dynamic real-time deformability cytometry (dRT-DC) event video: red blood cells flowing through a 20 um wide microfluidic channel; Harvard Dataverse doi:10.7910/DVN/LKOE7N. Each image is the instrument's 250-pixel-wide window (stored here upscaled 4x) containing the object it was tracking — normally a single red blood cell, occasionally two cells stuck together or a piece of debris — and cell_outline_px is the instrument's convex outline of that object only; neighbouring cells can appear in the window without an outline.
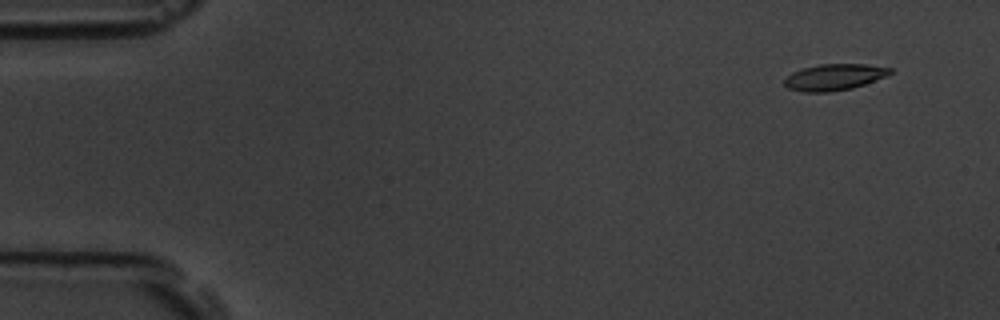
{"species": "common noctule bat (a hibernating species)", "species_latin": "Nyctalus noctula", "temperature_condition": "room temperature", "stored_images_in_passage": 5, "camera_frame_rate_fps": 3000, "um_per_image_px": 0.085, "animal": {"sex": "male", "body_mass_g": 19.5, "forearm_length_mm": 54.6}, "frame": {"image": 1, "passage_image": 1, "time_ms": 0.0, "image_size_px": [1000, 320], "cell_outline_px": [[892, 72], [888, 76], [852, 88], [828, 92], [804, 92], [788, 88], [784, 84], [784, 80], [792, 72], [804, 68], [820, 64], [864, 64], [892, 68]], "centroid_in_image_um": [70.93, 6.55], "position_along_channel_um": 14.1, "area_um2": 16.13}}
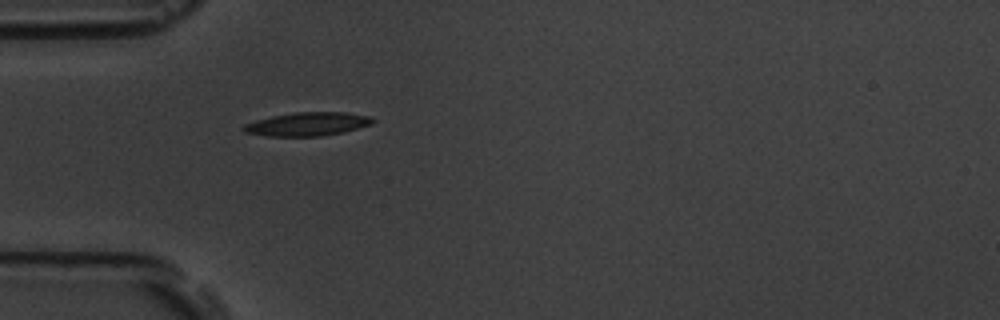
{"frame": {"image": 2, "passage_image": 5, "time_ms": 4.333, "image_size_px": [1000, 320], "cell_outline_px": [[376, 120], [372, 124], [344, 132], [320, 136], [268, 136], [244, 132], [240, 128], [244, 124], [256, 120], [272, 116], [296, 112], [344, 112], [372, 116]], "centroid_in_image_um": [26.15, 10.54], "position_along_channel_um": 58.8, "area_um2": 17.8}}